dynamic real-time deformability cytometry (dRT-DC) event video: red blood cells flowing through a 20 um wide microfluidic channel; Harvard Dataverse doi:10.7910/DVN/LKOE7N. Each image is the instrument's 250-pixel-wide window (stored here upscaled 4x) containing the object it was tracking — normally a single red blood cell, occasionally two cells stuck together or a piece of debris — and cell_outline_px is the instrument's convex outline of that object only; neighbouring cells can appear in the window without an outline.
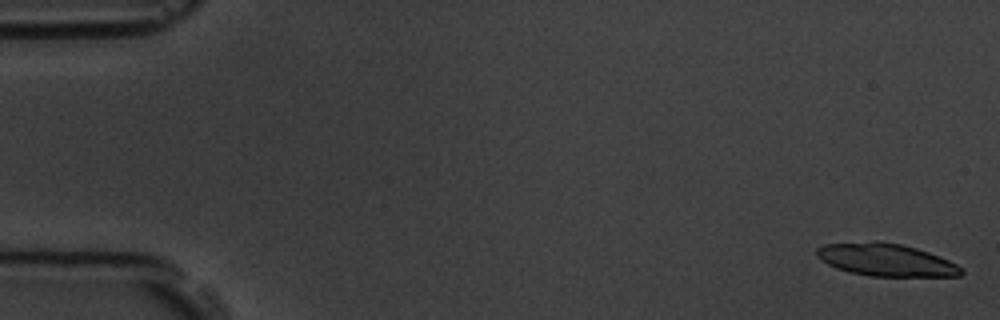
{"species": "common noctule bat (a hibernating species)", "species_latin": "Nyctalus noctula", "temperature_condition": "room temperature", "stored_images_in_passage": 4, "camera_frame_rate_fps": 3000, "um_per_image_px": 0.085, "animal": {"sex": "male", "body_mass_g": 19.5, "forearm_length_mm": 54.6}, "frame": {"image": 1, "passage_image": 1, "time_ms": 0.0, "image_size_px": [1000, 320], "cell_outline_px": [[964, 272], [960, 276], [868, 276], [848, 272], [836, 268], [828, 264], [816, 256], [816, 248], [824, 244], [900, 244], [916, 248], [928, 252], [948, 260], [964, 268]], "centroid_in_image_um": [75.35, 22.14], "position_along_channel_um": 9.6, "area_um2": 26.47}}